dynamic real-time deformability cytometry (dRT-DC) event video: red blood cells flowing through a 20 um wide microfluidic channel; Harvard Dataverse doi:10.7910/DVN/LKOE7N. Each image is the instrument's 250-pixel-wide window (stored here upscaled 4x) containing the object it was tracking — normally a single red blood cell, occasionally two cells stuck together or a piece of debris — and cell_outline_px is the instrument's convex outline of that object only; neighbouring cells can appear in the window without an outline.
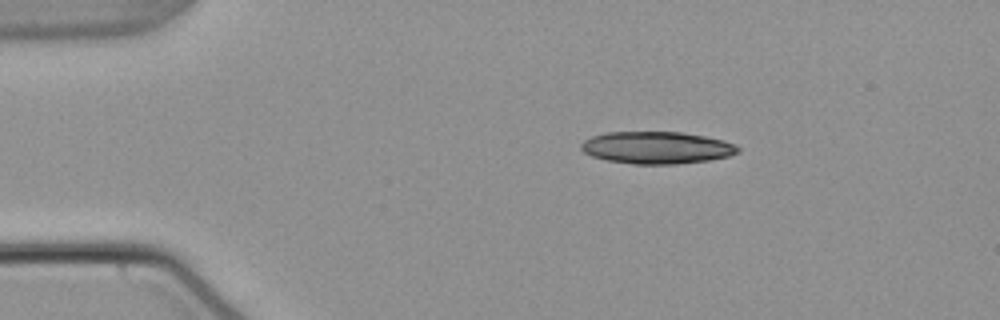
{"species": "common noctule bat (a hibernating species)", "species_latin": "Nyctalus noctula", "temperature_condition": "warm", "stored_images_in_passage": 44, "camera_frame_rate_fps": 3000, "um_per_image_px": 0.085, "animal": {"sex": "male", "body_mass_g": 21.5, "forearm_length_mm": 52.0}, "frame": {"image": 1, "passage_image": 1, "time_ms": 0.0, "image_size_px": [1000, 320], "cell_outline_px": [[740, 152], [728, 156], [708, 160], [676, 164], [632, 164], [608, 160], [592, 156], [584, 152], [580, 148], [580, 144], [584, 140], [592, 136], [604, 132], [680, 132], [704, 136], [724, 140], [736, 144], [740, 148]], "centroid_in_image_um": [55.82, 12.55], "position_along_channel_um": 29.2, "area_um2": 29.48}}